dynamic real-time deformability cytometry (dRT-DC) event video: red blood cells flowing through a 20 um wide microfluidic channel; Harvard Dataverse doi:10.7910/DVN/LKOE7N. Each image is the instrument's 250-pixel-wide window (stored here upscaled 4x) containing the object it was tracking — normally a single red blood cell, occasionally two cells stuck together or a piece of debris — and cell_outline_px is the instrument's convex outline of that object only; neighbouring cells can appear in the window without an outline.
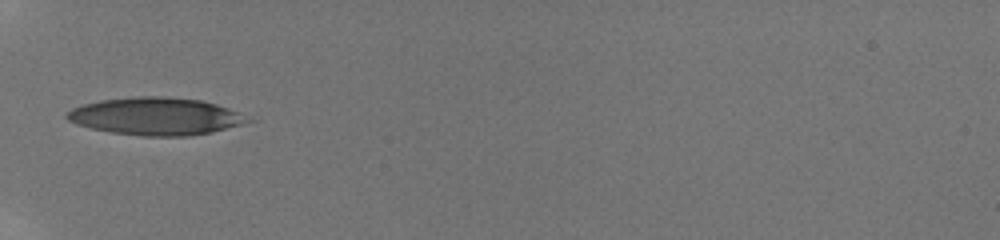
{"species": "human", "species_latin": "Homo sapiens", "temperature_condition": "room temperature", "stored_images_in_passage": 18, "camera_frame_rate_fps": 3000, "um_per_image_px": 0.085, "donor": {"sex": "male"}, "frame": {"image": 1, "passage_image": 1, "time_ms": 0.0, "image_size_px": [1000, 240], "cell_outline_px": [[256, 120], [212, 132], [188, 136], [140, 136], [112, 132], [92, 128], [76, 124], [68, 120], [64, 116], [72, 108], [80, 104], [100, 100], [136, 96], [164, 96], [200, 100], [216, 104], [228, 108]], "centroid_in_image_um": [13.22, 9.88], "position_along_channel_um": 71.8, "area_um2": 39.59}}
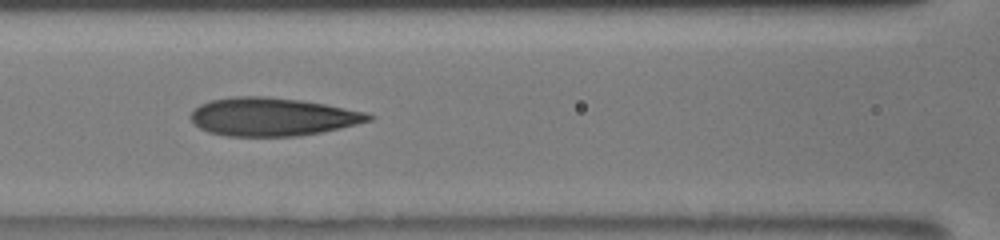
{"frame": {"image": 2, "passage_image": 11, "time_ms": 2.0, "image_size_px": [1000, 240], "cell_outline_px": [[376, 116], [372, 120], [340, 128], [320, 132], [296, 136], [228, 136], [208, 132], [200, 128], [192, 120], [192, 112], [200, 104], [212, 100], [232, 96], [268, 96], [300, 100], [324, 104], [364, 112]], "centroid_in_image_um": [23.16, 9.92], "position_along_channel_um": 143.4, "area_um2": 39.3}}
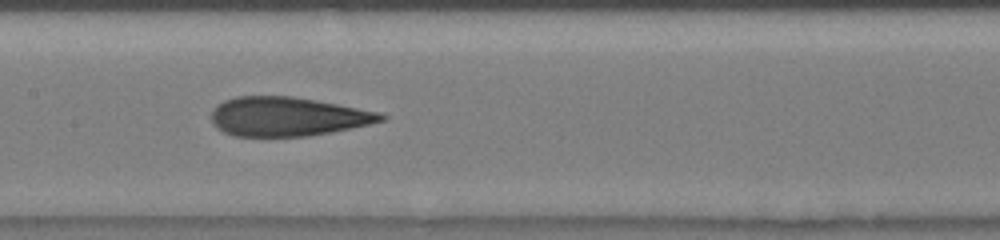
{"frame": {"image": 3, "passage_image": 13, "time_ms": 3.0, "image_size_px": [1000, 240], "cell_outline_px": [[388, 116], [384, 120], [352, 128], [332, 132], [308, 136], [236, 136], [224, 132], [216, 128], [212, 124], [212, 112], [216, 104], [224, 100], [236, 96], [292, 96], [336, 104], [376, 112]], "centroid_in_image_um": [24.38, 9.91], "position_along_channel_um": 183.0, "area_um2": 38.38}}